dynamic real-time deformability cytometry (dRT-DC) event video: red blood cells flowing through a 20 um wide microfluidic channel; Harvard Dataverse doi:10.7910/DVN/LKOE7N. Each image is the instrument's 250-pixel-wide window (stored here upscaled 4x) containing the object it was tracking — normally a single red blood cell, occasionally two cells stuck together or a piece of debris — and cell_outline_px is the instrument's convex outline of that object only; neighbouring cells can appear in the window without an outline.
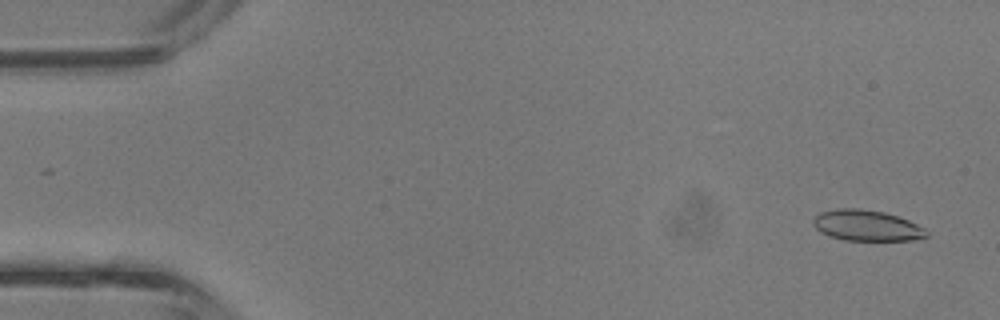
{"species": "common noctule bat (a hibernating species)", "species_latin": "Nyctalus noctula", "temperature_condition": "room temperature", "stored_images_in_passage": 41, "camera_frame_rate_fps": 3000, "um_per_image_px": 0.085, "animal": {"sex": "male", "body_mass_g": 13.3}, "frame": {"image": 1, "passage_image": 2, "time_ms": 0.333, "image_size_px": [1000, 320], "cell_outline_px": [[928, 236], [912, 240], [844, 240], [828, 236], [820, 232], [812, 224], [812, 220], [820, 212], [836, 208], [860, 208], [884, 212], [908, 220], [924, 228], [928, 232]], "centroid_in_image_um": [73.63, 19.16], "position_along_channel_um": 11.4, "area_um2": 20.4}}
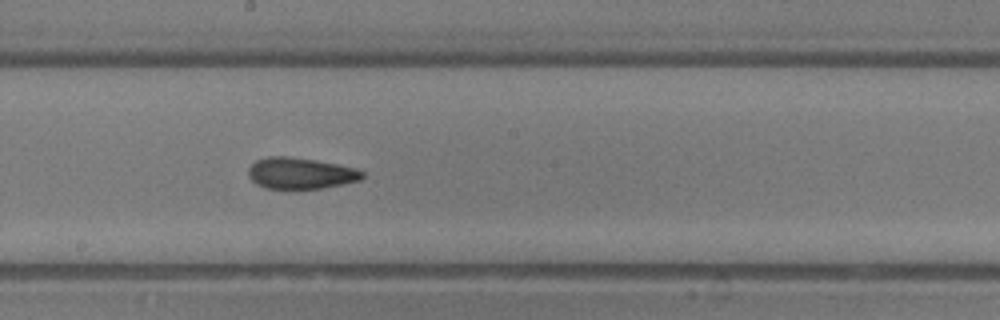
{"frame": {"image": 2, "passage_image": 23, "time_ms": 7.333, "image_size_px": [1000, 320], "cell_outline_px": [[364, 176], [360, 180], [320, 188], [264, 188], [256, 184], [248, 176], [248, 168], [256, 160], [268, 156], [288, 156], [316, 160], [340, 164], [356, 168], [364, 172]], "centroid_in_image_um": [25.53, 14.71], "position_along_channel_um": 222.7, "area_um2": 20.75}}
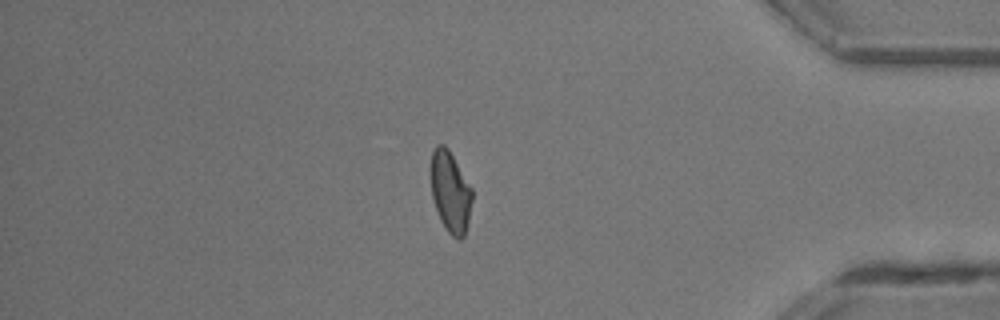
{"frame": {"image": 3, "passage_image": 36, "time_ms": 11.667, "image_size_px": [1000, 320], "cell_outline_px": [[472, 200], [468, 224], [464, 236], [460, 240], [456, 240], [448, 232], [440, 220], [432, 196], [428, 172], [432, 152], [436, 144], [444, 144], [448, 148], [472, 188]], "centroid_in_image_um": [38.25, 16.28], "position_along_channel_um": 397.0, "area_um2": 20.0}}